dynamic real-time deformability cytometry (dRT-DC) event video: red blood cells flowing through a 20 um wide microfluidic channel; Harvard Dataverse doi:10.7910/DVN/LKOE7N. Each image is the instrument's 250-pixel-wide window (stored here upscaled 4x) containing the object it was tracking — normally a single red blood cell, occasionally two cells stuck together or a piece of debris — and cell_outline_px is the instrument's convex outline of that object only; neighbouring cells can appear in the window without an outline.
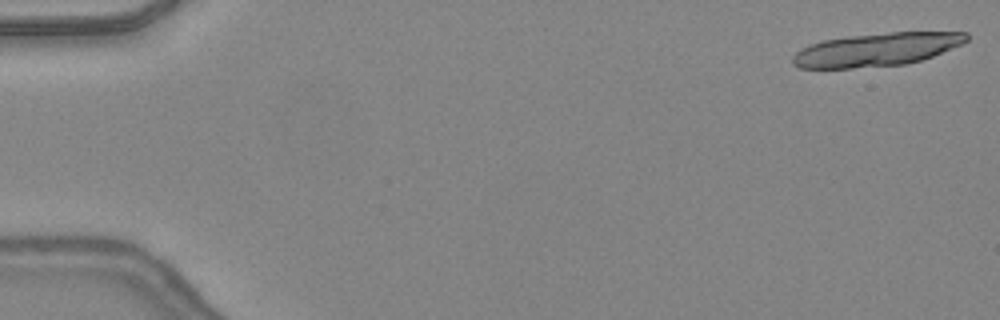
{"species": "common noctule bat (a hibernating species)", "species_latin": "Nyctalus noctula", "temperature_condition": "warm", "stored_images_in_passage": 10, "camera_frame_rate_fps": 3000, "um_per_image_px": 0.085, "animal": {"sex": "female", "body_mass_g": 24.6, "forearm_length_mm": 56.2}, "frame": {"image": 1, "passage_image": 1, "time_ms": 0.0, "image_size_px": [1000, 320], "cell_outline_px": [[968, 40], [964, 44], [932, 56], [908, 64], [852, 68], [800, 68], [792, 64], [792, 56], [796, 52], [808, 44], [824, 40], [848, 36], [888, 32], [968, 32]], "centroid_in_image_um": [74.51, 4.21], "position_along_channel_um": 10.5, "area_um2": 33.76}}